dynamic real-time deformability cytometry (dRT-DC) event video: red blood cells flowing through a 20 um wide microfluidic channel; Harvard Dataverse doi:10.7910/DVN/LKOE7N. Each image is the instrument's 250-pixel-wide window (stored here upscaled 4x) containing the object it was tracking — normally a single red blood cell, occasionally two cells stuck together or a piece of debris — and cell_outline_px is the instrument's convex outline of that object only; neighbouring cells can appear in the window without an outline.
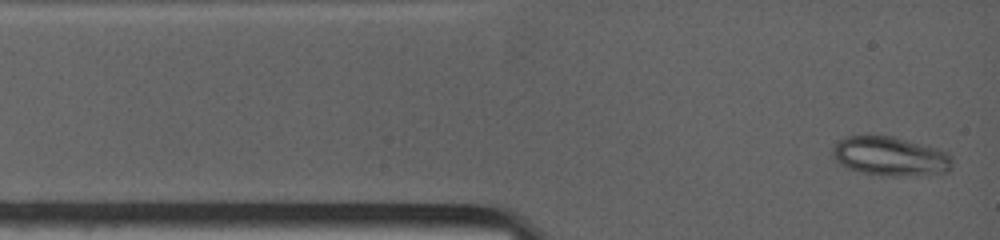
{"species": "common noctule bat (a hibernating species)", "species_latin": "Nyctalus noctula", "temperature_condition": "warm", "stored_images_in_passage": 33, "camera_frame_rate_fps": 4500, "um_per_image_px": 0.085, "animal": {"sex": "female", "body_mass_g": 19.0, "forearm_length_mm": 53.3}, "frame": {"image": 1, "passage_image": 1, "time_ms": 0.0, "image_size_px": [1000, 240], "cell_outline_px": [[952, 168], [948, 172], [912, 176], [888, 176], [860, 172], [848, 168], [840, 164], [832, 156], [832, 148], [836, 140], [848, 136], [892, 136], [936, 148], [948, 152], [952, 156]], "centroid_in_image_um": [75.67, 13.29], "position_along_channel_um": 9.3, "area_um2": 27.51}}
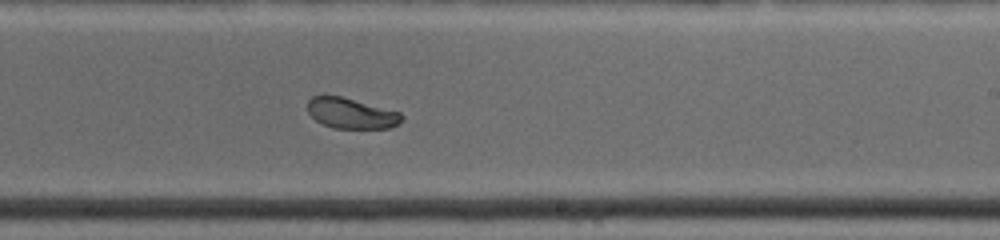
{"frame": {"image": 2, "passage_image": 18, "time_ms": 7.333, "image_size_px": [1000, 240], "cell_outline_px": [[404, 116], [392, 128], [332, 128], [316, 120], [308, 112], [308, 100], [312, 96], [324, 92], [340, 96], [400, 112]], "centroid_in_image_um": [29.79, 9.6], "position_along_channel_um": 259.2, "area_um2": 16.88}}
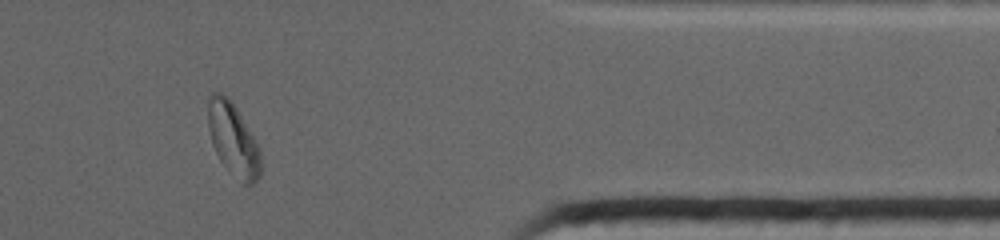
{"frame": {"image": 3, "passage_image": 29, "time_ms": 11.333, "image_size_px": [1000, 240], "cell_outline_px": [[260, 176], [252, 184], [244, 184], [228, 172], [220, 160], [212, 144], [208, 128], [208, 96], [212, 92], [220, 92], [228, 96], [236, 108], [260, 148]], "centroid_in_image_um": [19.8, 11.85], "position_along_channel_um": 391.6, "area_um2": 22.37}, "authors_computed_cell_mechanics": {"area_um2": 18.2648, "velocity_mm_per_s": 3.9229, "shape_relaxation_time_tau1_ms": 4.3754, "shape_relaxation_time_tau2_ms": null, "deformation_change_tau1": 0.099, "deformation_change_tau2": null}}